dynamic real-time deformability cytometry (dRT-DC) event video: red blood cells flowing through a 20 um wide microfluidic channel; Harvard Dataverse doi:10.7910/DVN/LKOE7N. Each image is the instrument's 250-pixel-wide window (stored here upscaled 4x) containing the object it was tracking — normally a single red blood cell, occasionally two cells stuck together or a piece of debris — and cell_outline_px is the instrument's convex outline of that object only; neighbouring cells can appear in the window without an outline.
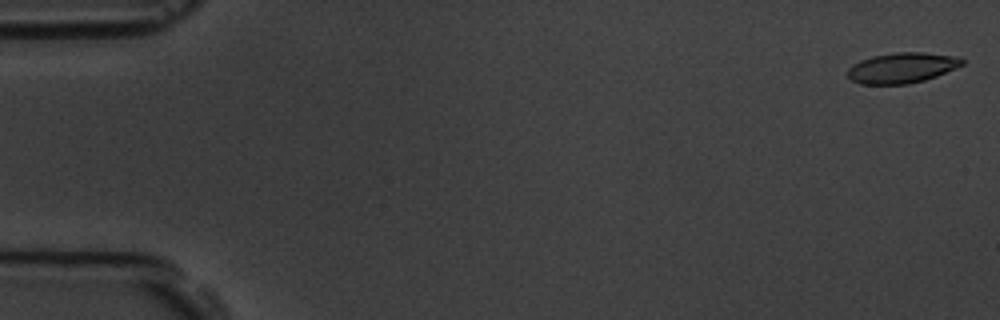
{"species": "common noctule bat (a hibernating species)", "species_latin": "Nyctalus noctula", "temperature_condition": "room temperature", "stored_images_in_passage": 3, "camera_frame_rate_fps": 3000, "um_per_image_px": 0.085, "animal": {"sex": "male", "body_mass_g": 19.5, "forearm_length_mm": 54.6}, "frame": {"image": 1, "passage_image": 1, "time_ms": 0.0, "image_size_px": [1000, 320], "cell_outline_px": [[964, 64], [956, 68], [936, 76], [924, 80], [908, 84], [860, 84], [852, 80], [848, 76], [848, 68], [852, 64], [860, 60], [872, 56], [896, 52], [920, 52], [960, 56], [964, 60]], "centroid_in_image_um": [76.68, 5.76], "position_along_channel_um": 8.3, "area_um2": 20.4}}